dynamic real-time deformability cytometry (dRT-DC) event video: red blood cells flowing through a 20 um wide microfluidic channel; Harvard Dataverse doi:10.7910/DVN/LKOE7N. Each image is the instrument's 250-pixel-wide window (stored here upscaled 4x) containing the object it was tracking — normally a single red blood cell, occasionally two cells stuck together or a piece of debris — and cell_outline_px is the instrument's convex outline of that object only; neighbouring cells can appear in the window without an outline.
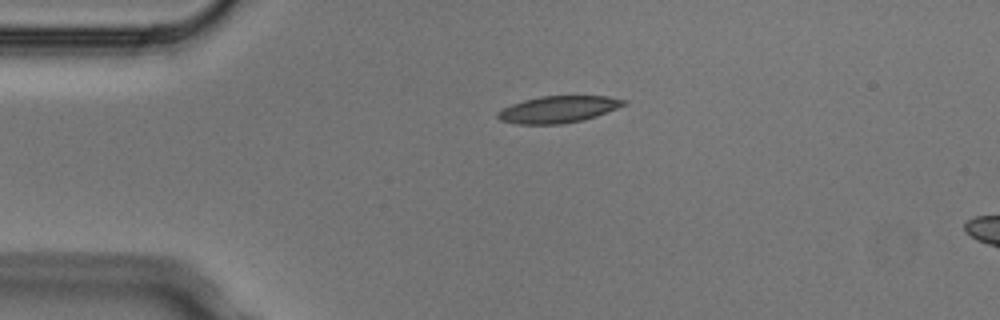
{"species": "Egyptian fruit bat (a non-hibernating species)", "species_latin": "Rousettus aegyptiacus", "temperature_condition": "cold", "stored_images_in_passage": 2, "camera_frame_rate_fps": 3000, "um_per_image_px": 0.085, "animal": {"sex": "male"}, "frame": {"image": 1, "passage_image": 1, "time_ms": 0.0, "image_size_px": [1000, 320], "cell_outline_px": [[628, 104], [596, 116], [584, 120], [560, 124], [516, 124], [500, 120], [496, 116], [496, 112], [512, 104], [524, 100], [540, 96], [608, 96], [628, 100]], "centroid_in_image_um": [47.47, 9.29], "position_along_channel_um": 37.5, "area_um2": 19.77}}